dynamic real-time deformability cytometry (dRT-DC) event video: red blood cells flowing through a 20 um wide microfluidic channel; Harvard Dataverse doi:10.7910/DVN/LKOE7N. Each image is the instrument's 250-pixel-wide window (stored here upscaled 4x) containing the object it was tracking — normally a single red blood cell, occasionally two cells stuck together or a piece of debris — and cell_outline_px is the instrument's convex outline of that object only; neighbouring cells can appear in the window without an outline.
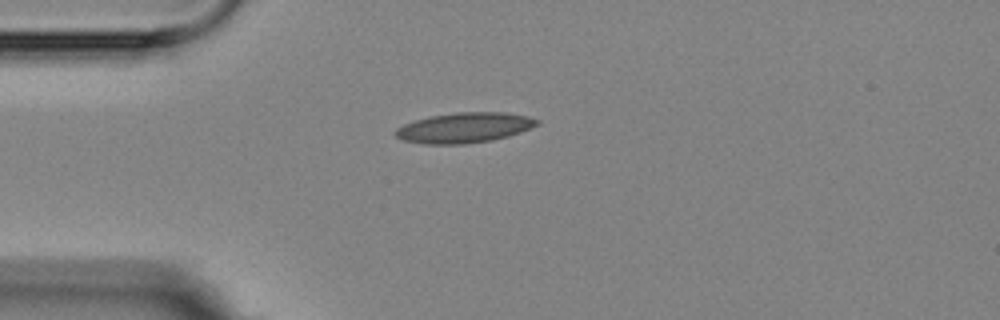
{"species": "Egyptian fruit bat (a non-hibernating species)", "species_latin": "Rousettus aegyptiacus", "temperature_condition": "room temperature", "stored_images_in_passage": 5, "camera_frame_rate_fps": 3000, "um_per_image_px": 0.085, "animal": {"sex": "female"}, "frame": {"image": 1, "passage_image": 5, "time_ms": 4.667, "image_size_px": [1000, 320], "cell_outline_px": [[540, 124], [520, 132], [508, 136], [492, 140], [464, 144], [424, 144], [404, 140], [396, 136], [392, 132], [396, 128], [404, 124], [428, 116], [456, 112], [504, 112], [528, 116], [540, 120]], "centroid_in_image_um": [39.47, 10.85], "position_along_channel_um": 45.5, "area_um2": 25.03}}